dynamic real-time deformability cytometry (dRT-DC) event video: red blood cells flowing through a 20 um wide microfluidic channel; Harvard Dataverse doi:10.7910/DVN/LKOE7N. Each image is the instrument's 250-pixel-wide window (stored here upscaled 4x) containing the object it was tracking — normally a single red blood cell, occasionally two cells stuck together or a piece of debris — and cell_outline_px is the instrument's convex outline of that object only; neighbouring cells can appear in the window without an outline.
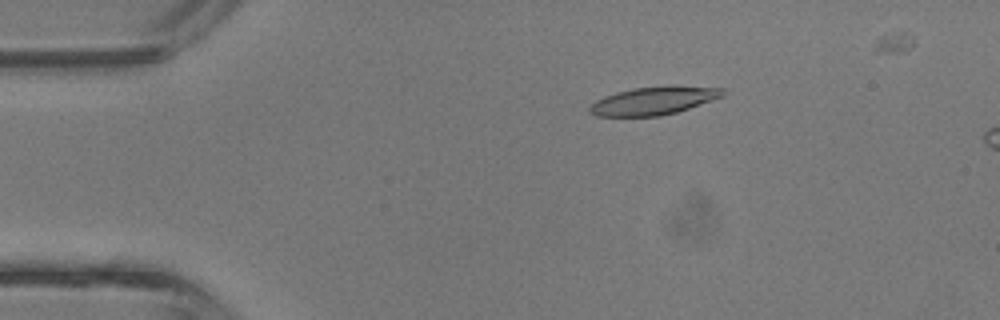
{"species": "common noctule bat (a hibernating species)", "species_latin": "Nyctalus noctula", "temperature_condition": "room temperature", "stored_images_in_passage": 11, "camera_frame_rate_fps": 3000, "um_per_image_px": 0.085, "animal": {"sex": "male", "body_mass_g": 13.3}, "frame": {"image": 1, "passage_image": 7, "time_ms": 2.0, "image_size_px": [1000, 320], "cell_outline_px": [[728, 92], [724, 96], [676, 112], [660, 116], [596, 116], [588, 112], [588, 108], [596, 100], [604, 96], [616, 92], [632, 88], [672, 84], [676, 84], [724, 88]], "centroid_in_image_um": [55.61, 8.53], "position_along_channel_um": 29.4, "area_um2": 22.25}}